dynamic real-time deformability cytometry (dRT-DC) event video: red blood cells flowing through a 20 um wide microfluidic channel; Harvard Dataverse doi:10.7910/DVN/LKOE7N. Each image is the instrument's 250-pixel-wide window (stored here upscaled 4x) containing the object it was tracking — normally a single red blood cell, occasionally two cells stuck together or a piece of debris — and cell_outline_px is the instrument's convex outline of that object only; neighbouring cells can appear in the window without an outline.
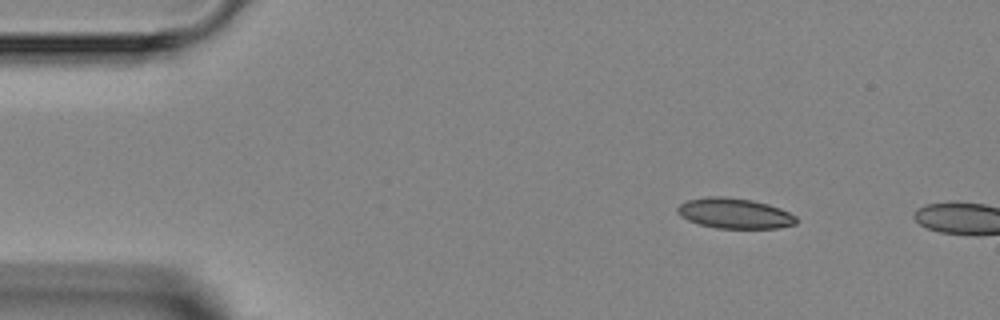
{"species": "Egyptian fruit bat (a non-hibernating species)", "species_latin": "Rousettus aegyptiacus", "temperature_condition": "room temperature", "stored_images_in_passage": 2, "camera_frame_rate_fps": 3000, "um_per_image_px": 0.085, "animal": {"sex": "female"}, "frame": {"image": 1, "passage_image": 1, "time_ms": 0.0, "image_size_px": [1000, 320], "cell_outline_px": [[796, 224], [776, 228], [716, 228], [700, 224], [688, 220], [680, 216], [676, 212], [676, 208], [680, 204], [688, 200], [708, 196], [720, 196], [752, 200], [768, 204], [780, 208], [796, 216]], "centroid_in_image_um": [62.41, 18.13], "position_along_channel_um": 22.6, "area_um2": 20.92}}